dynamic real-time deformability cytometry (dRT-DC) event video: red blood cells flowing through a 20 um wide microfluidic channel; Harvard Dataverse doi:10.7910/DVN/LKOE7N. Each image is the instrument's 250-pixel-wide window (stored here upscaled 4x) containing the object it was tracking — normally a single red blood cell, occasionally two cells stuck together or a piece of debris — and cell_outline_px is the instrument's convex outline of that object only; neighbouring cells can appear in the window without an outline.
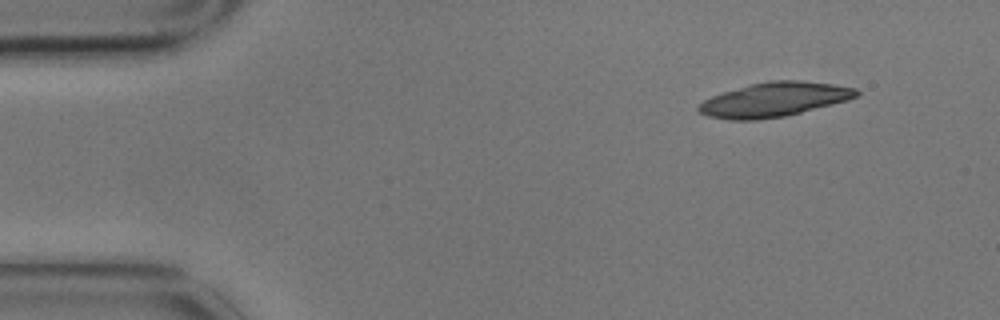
{"species": "common noctule bat (a hibernating species)", "species_latin": "Nyctalus noctula", "temperature_condition": "cold", "stored_images_in_passage": 2, "camera_frame_rate_fps": 3000, "um_per_image_px": 0.085, "animal": {"sex": "male", "body_mass_g": 17.9}, "frame": {"image": 1, "passage_image": 2, "time_ms": 0.333, "image_size_px": [1000, 320], "cell_outline_px": [[860, 92], [856, 96], [848, 100], [784, 116], [756, 120], [732, 120], [708, 116], [700, 112], [696, 108], [704, 100], [712, 96], [724, 92], [752, 84], [768, 80], [800, 80], [832, 84], [856, 88]], "centroid_in_image_um": [65.81, 8.46], "position_along_channel_um": 19.2, "area_um2": 31.15}}